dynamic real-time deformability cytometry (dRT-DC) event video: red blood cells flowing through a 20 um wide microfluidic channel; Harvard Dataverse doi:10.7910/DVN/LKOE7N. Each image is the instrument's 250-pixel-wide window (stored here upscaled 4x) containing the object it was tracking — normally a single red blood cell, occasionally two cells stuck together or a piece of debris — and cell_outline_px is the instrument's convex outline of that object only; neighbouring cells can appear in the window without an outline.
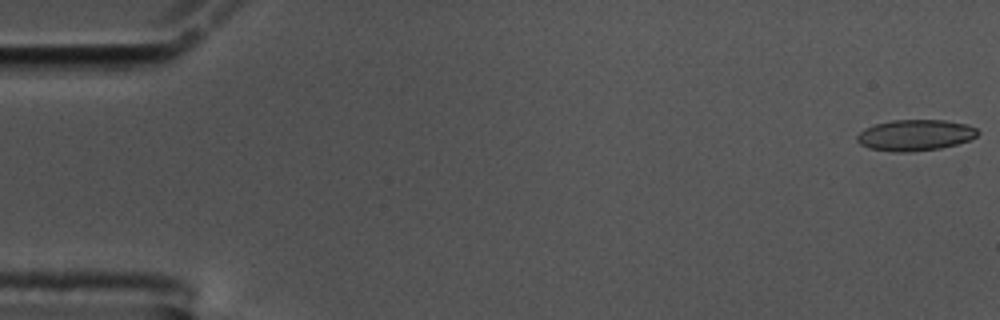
{"species": "common noctule bat (a hibernating species)", "species_latin": "Nyctalus noctula", "temperature_condition": "cold", "stored_images_in_passage": 12, "camera_frame_rate_fps": 3000, "um_per_image_px": 0.085, "animal": {"sex": "male", "body_mass_g": 17.5, "forearm_length_mm": 52.3}, "frame": {"image": 1, "passage_image": 1, "time_ms": 0.0, "image_size_px": [1000, 320], "cell_outline_px": [[980, 132], [976, 136], [968, 140], [956, 144], [940, 148], [908, 152], [896, 152], [868, 148], [860, 144], [856, 140], [856, 136], [864, 128], [876, 124], [892, 120], [944, 120], [968, 124], [976, 128]], "centroid_in_image_um": [77.78, 11.48], "position_along_channel_um": 7.2, "area_um2": 21.85}}